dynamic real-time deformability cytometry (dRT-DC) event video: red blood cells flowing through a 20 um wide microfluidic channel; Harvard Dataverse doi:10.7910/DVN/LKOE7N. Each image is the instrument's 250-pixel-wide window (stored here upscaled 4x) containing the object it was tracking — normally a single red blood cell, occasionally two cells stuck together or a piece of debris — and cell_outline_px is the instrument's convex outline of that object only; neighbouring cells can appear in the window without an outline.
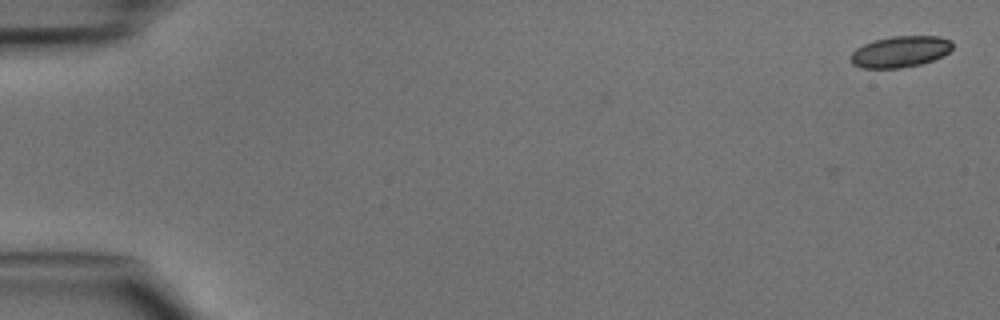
{"species": "common noctule bat (a hibernating species)", "species_latin": "Nyctalus noctula", "temperature_condition": "cold", "stored_images_in_passage": 48, "camera_frame_rate_fps": 3000, "um_per_image_px": 0.085, "animal": {"sex": "male", "body_mass_g": 15.6}, "frame": {"image": 1, "passage_image": 1, "time_ms": 0.0, "image_size_px": [1000, 320], "cell_outline_px": [[952, 48], [948, 52], [932, 60], [920, 64], [900, 68], [860, 68], [852, 64], [852, 52], [856, 48], [872, 40], [892, 36], [940, 36], [952, 40]], "centroid_in_image_um": [76.51, 4.38], "position_along_channel_um": 8.5, "area_um2": 18.5}}
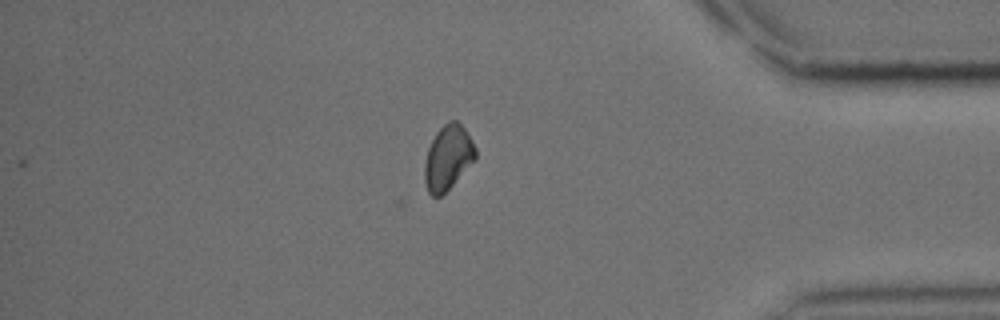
{"frame": {"image": 2, "passage_image": 41, "time_ms": 13.333, "image_size_px": [1000, 320], "cell_outline_px": [[476, 160], [440, 196], [432, 196], [428, 192], [424, 180], [424, 164], [428, 148], [436, 132], [448, 120], [456, 120], [464, 128], [472, 140], [476, 148]], "centroid_in_image_um": [38.07, 13.37], "position_along_channel_um": 397.1, "area_um2": 19.07}}
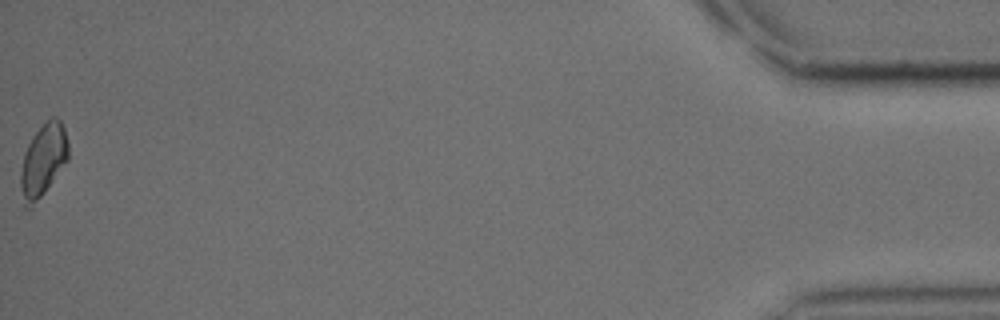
{"frame": {"image": 3, "passage_image": 48, "time_ms": 15.667, "image_size_px": [1000, 320], "cell_outline_px": [[68, 160], [44, 192], [28, 208], [24, 208], [20, 188], [20, 172], [24, 152], [32, 136], [52, 116], [56, 116], [60, 120], [64, 128], [68, 144]], "centroid_in_image_um": [3.65, 13.61], "position_along_channel_um": 431.5, "area_um2": 19.88}}